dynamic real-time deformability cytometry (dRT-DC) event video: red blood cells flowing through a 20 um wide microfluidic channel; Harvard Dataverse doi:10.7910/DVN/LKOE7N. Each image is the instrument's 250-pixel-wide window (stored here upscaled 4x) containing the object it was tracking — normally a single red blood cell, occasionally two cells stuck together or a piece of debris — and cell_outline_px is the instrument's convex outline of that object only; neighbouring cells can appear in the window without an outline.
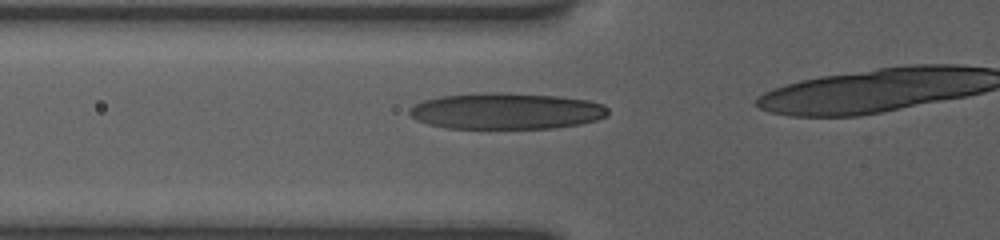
{"species": "human", "species_latin": "Homo sapiens", "temperature_condition": "room temperature", "stored_images_in_passage": 25, "camera_frame_rate_fps": 3000, "um_per_image_px": 0.085, "donor": {"sex": "female"}, "frame": {"image": 1, "passage_image": 22, "time_ms": 4.667, "image_size_px": [1000, 240], "cell_outline_px": [[608, 112], [604, 116], [596, 120], [580, 124], [556, 128], [444, 128], [428, 124], [416, 120], [408, 112], [408, 108], [424, 100], [440, 96], [484, 92], [508, 92], [560, 96], [588, 100], [604, 104], [608, 108]], "centroid_in_image_um": [43.03, 9.43], "position_along_channel_um": 82.8, "area_um2": 42.31}}